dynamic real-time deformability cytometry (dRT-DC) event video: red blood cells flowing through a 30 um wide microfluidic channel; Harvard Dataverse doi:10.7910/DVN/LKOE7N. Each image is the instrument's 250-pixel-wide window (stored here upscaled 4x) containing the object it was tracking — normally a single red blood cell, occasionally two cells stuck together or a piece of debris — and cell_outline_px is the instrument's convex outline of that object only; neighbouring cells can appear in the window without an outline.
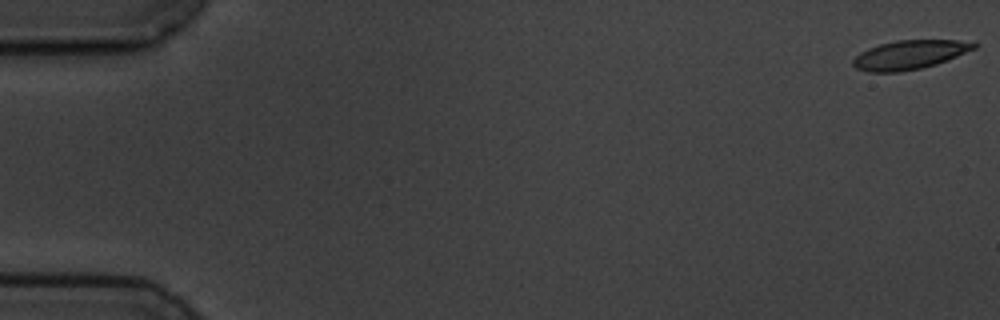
{"species": "common noctule bat (a hibernating species)", "species_latin": "Nyctalus noctula", "temperature_condition": "cold", "stored_images_in_passage": 7, "camera_frame_rate_fps": 3000, "um_per_image_px": 0.085, "animal": {"sex": "male", "body_mass_g": 19.5, "forearm_length_mm": 54.6}, "frame": {"image": 1, "passage_image": 1, "time_ms": 0.0, "image_size_px": [1000, 320], "cell_outline_px": [[980, 44], [976, 48], [936, 64], [920, 68], [900, 72], [868, 72], [856, 68], [852, 64], [852, 60], [860, 52], [868, 48], [880, 44], [896, 40], [956, 40]], "centroid_in_image_um": [77.28, 4.65], "position_along_channel_um": 7.7, "area_um2": 20.29}}
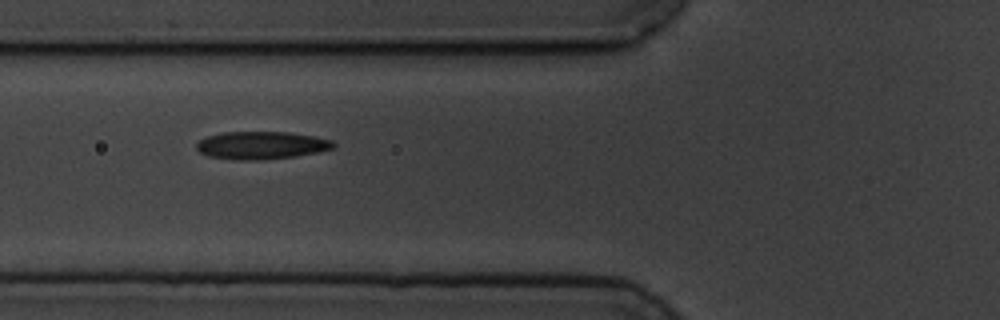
{"frame": {"image": 2, "passage_image": 6, "time_ms": 7.0, "image_size_px": [1000, 320], "cell_outline_px": [[336, 148], [320, 152], [296, 156], [260, 160], [236, 160], [208, 156], [200, 152], [196, 148], [196, 144], [200, 140], [208, 136], [224, 132], [288, 132], [316, 136], [332, 140], [336, 144]], "centroid_in_image_um": [22.27, 12.35], "position_along_channel_um": 103.5, "area_um2": 22.31}}
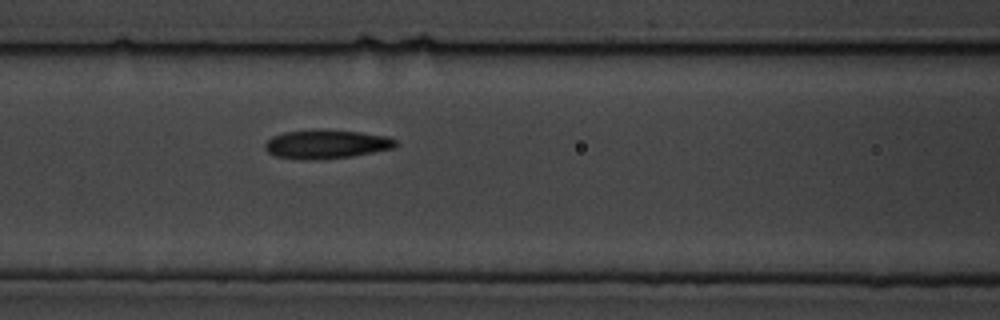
{"frame": {"image": 3, "passage_image": 7, "time_ms": 8.0, "image_size_px": [1000, 320], "cell_outline_px": [[396, 144], [392, 148], [352, 156], [316, 160], [304, 160], [276, 156], [268, 152], [264, 148], [264, 144], [272, 136], [284, 132], [360, 132], [388, 136], [396, 140]], "centroid_in_image_um": [27.72, 12.3], "position_along_channel_um": 138.9, "area_um2": 21.04}}